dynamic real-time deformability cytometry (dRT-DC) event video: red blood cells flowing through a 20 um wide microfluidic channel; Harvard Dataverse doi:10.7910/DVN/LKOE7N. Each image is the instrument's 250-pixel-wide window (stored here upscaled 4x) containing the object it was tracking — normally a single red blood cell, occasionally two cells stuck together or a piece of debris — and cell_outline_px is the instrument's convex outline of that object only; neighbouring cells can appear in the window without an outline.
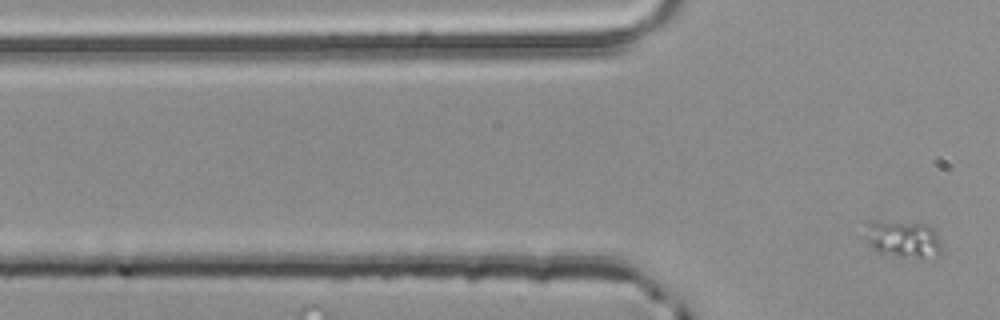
{"species": "common noctule bat (a hibernating species)", "species_latin": "Nyctalus noctula", "temperature_condition": "room temperature", "stored_images_in_passage": 5, "camera_frame_rate_fps": 3000, "um_per_image_px": 0.085, "animal": {"sex": "male", "body_mass_g": 20.4}, "frame": {"image": 1, "passage_image": 5, "time_ms": 1.333, "image_size_px": [1000, 320], "cell_outline_px": [[940, 252], [920, 256], [896, 256], [876, 252], [868, 244], [868, 240], [872, 224], [928, 224], [936, 232], [940, 244]], "centroid_in_image_um": [76.84, 20.37], "position_along_channel_um": 49.0, "area_um2": 14.74}}